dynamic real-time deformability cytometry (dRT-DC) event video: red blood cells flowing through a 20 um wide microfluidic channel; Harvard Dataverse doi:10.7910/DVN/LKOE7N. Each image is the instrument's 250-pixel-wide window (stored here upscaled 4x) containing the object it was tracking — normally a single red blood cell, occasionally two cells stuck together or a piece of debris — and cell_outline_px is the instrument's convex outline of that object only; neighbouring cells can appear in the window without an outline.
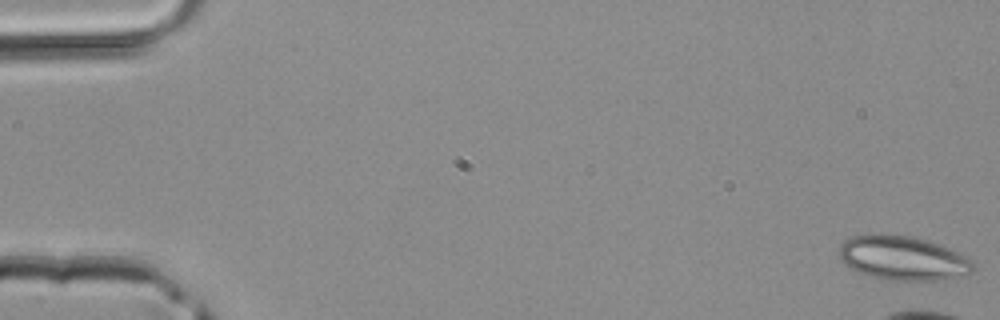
{"species": "common noctule bat (a hibernating species)", "species_latin": "Nyctalus noctula", "temperature_condition": "room temperature", "stored_images_in_passage": 6, "camera_frame_rate_fps": 3000, "um_per_image_px": 0.085, "animal": {"sex": "male", "body_mass_g": 20.4}, "frame": {"image": 1, "passage_image": 1, "time_ms": 0.0, "image_size_px": [1000, 320], "cell_outline_px": [[976, 268], [972, 272], [936, 280], [880, 280], [868, 276], [844, 264], [840, 260], [836, 252], [840, 244], [844, 240], [852, 236], [876, 232], [880, 232], [916, 236], [928, 240], [948, 248], [972, 260]], "centroid_in_image_um": [76.65, 21.9], "position_along_channel_um": 8.4, "area_um2": 35.14}}